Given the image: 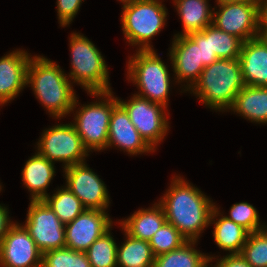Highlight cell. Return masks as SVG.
I'll return each instance as SVG.
<instances>
[{
    "instance_id": "cell-30",
    "label": "cell",
    "mask_w": 267,
    "mask_h": 267,
    "mask_svg": "<svg viewBox=\"0 0 267 267\" xmlns=\"http://www.w3.org/2000/svg\"><path fill=\"white\" fill-rule=\"evenodd\" d=\"M187 241L176 227L166 221L149 240V245L156 257L181 247Z\"/></svg>"
},
{
    "instance_id": "cell-11",
    "label": "cell",
    "mask_w": 267,
    "mask_h": 267,
    "mask_svg": "<svg viewBox=\"0 0 267 267\" xmlns=\"http://www.w3.org/2000/svg\"><path fill=\"white\" fill-rule=\"evenodd\" d=\"M213 8L212 24L221 31L243 42L258 37V1L224 3Z\"/></svg>"
},
{
    "instance_id": "cell-24",
    "label": "cell",
    "mask_w": 267,
    "mask_h": 267,
    "mask_svg": "<svg viewBox=\"0 0 267 267\" xmlns=\"http://www.w3.org/2000/svg\"><path fill=\"white\" fill-rule=\"evenodd\" d=\"M121 230L125 239L117 246V267H153L155 256L149 242L133 238Z\"/></svg>"
},
{
    "instance_id": "cell-3",
    "label": "cell",
    "mask_w": 267,
    "mask_h": 267,
    "mask_svg": "<svg viewBox=\"0 0 267 267\" xmlns=\"http://www.w3.org/2000/svg\"><path fill=\"white\" fill-rule=\"evenodd\" d=\"M241 64L237 59H218L205 66L198 81L188 91L206 107L228 112L244 87Z\"/></svg>"
},
{
    "instance_id": "cell-17",
    "label": "cell",
    "mask_w": 267,
    "mask_h": 267,
    "mask_svg": "<svg viewBox=\"0 0 267 267\" xmlns=\"http://www.w3.org/2000/svg\"><path fill=\"white\" fill-rule=\"evenodd\" d=\"M32 55L16 49L0 58V106L17 98L26 87L27 67Z\"/></svg>"
},
{
    "instance_id": "cell-39",
    "label": "cell",
    "mask_w": 267,
    "mask_h": 267,
    "mask_svg": "<svg viewBox=\"0 0 267 267\" xmlns=\"http://www.w3.org/2000/svg\"><path fill=\"white\" fill-rule=\"evenodd\" d=\"M242 1H258V0H216V5L232 2H242Z\"/></svg>"
},
{
    "instance_id": "cell-4",
    "label": "cell",
    "mask_w": 267,
    "mask_h": 267,
    "mask_svg": "<svg viewBox=\"0 0 267 267\" xmlns=\"http://www.w3.org/2000/svg\"><path fill=\"white\" fill-rule=\"evenodd\" d=\"M163 0H123L121 27L126 42L136 50H154L153 37L166 26L168 10Z\"/></svg>"
},
{
    "instance_id": "cell-29",
    "label": "cell",
    "mask_w": 267,
    "mask_h": 267,
    "mask_svg": "<svg viewBox=\"0 0 267 267\" xmlns=\"http://www.w3.org/2000/svg\"><path fill=\"white\" fill-rule=\"evenodd\" d=\"M241 256L251 267H267V227L249 233Z\"/></svg>"
},
{
    "instance_id": "cell-22",
    "label": "cell",
    "mask_w": 267,
    "mask_h": 267,
    "mask_svg": "<svg viewBox=\"0 0 267 267\" xmlns=\"http://www.w3.org/2000/svg\"><path fill=\"white\" fill-rule=\"evenodd\" d=\"M230 111L252 123L267 124V86H244Z\"/></svg>"
},
{
    "instance_id": "cell-26",
    "label": "cell",
    "mask_w": 267,
    "mask_h": 267,
    "mask_svg": "<svg viewBox=\"0 0 267 267\" xmlns=\"http://www.w3.org/2000/svg\"><path fill=\"white\" fill-rule=\"evenodd\" d=\"M197 241H187L173 251L155 257L153 267H198L207 258L195 245Z\"/></svg>"
},
{
    "instance_id": "cell-21",
    "label": "cell",
    "mask_w": 267,
    "mask_h": 267,
    "mask_svg": "<svg viewBox=\"0 0 267 267\" xmlns=\"http://www.w3.org/2000/svg\"><path fill=\"white\" fill-rule=\"evenodd\" d=\"M221 213L215 205L210 217V225L214 224L213 239L220 249L229 251V255L241 254L249 232Z\"/></svg>"
},
{
    "instance_id": "cell-10",
    "label": "cell",
    "mask_w": 267,
    "mask_h": 267,
    "mask_svg": "<svg viewBox=\"0 0 267 267\" xmlns=\"http://www.w3.org/2000/svg\"><path fill=\"white\" fill-rule=\"evenodd\" d=\"M24 227L42 254L66 247L65 225L43 200H30Z\"/></svg>"
},
{
    "instance_id": "cell-14",
    "label": "cell",
    "mask_w": 267,
    "mask_h": 267,
    "mask_svg": "<svg viewBox=\"0 0 267 267\" xmlns=\"http://www.w3.org/2000/svg\"><path fill=\"white\" fill-rule=\"evenodd\" d=\"M113 224L106 210L85 209L72 222L65 224L66 248L85 252Z\"/></svg>"
},
{
    "instance_id": "cell-27",
    "label": "cell",
    "mask_w": 267,
    "mask_h": 267,
    "mask_svg": "<svg viewBox=\"0 0 267 267\" xmlns=\"http://www.w3.org/2000/svg\"><path fill=\"white\" fill-rule=\"evenodd\" d=\"M111 228L96 239L85 251L91 267H117L116 240L111 235Z\"/></svg>"
},
{
    "instance_id": "cell-31",
    "label": "cell",
    "mask_w": 267,
    "mask_h": 267,
    "mask_svg": "<svg viewBox=\"0 0 267 267\" xmlns=\"http://www.w3.org/2000/svg\"><path fill=\"white\" fill-rule=\"evenodd\" d=\"M41 267H91V264L85 252L65 247L43 253Z\"/></svg>"
},
{
    "instance_id": "cell-1",
    "label": "cell",
    "mask_w": 267,
    "mask_h": 267,
    "mask_svg": "<svg viewBox=\"0 0 267 267\" xmlns=\"http://www.w3.org/2000/svg\"><path fill=\"white\" fill-rule=\"evenodd\" d=\"M168 187L158 201L164 209L167 222L188 241L198 242L201 233L210 226L211 213L216 204L180 175H174Z\"/></svg>"
},
{
    "instance_id": "cell-5",
    "label": "cell",
    "mask_w": 267,
    "mask_h": 267,
    "mask_svg": "<svg viewBox=\"0 0 267 267\" xmlns=\"http://www.w3.org/2000/svg\"><path fill=\"white\" fill-rule=\"evenodd\" d=\"M127 63V80L139 89L137 96L168 107L173 80L166 63L155 50H135ZM171 85V86H170Z\"/></svg>"
},
{
    "instance_id": "cell-34",
    "label": "cell",
    "mask_w": 267,
    "mask_h": 267,
    "mask_svg": "<svg viewBox=\"0 0 267 267\" xmlns=\"http://www.w3.org/2000/svg\"><path fill=\"white\" fill-rule=\"evenodd\" d=\"M188 36L199 46L200 61L204 66L218 60L216 54L211 52L210 38H207V27L202 31L190 33Z\"/></svg>"
},
{
    "instance_id": "cell-38",
    "label": "cell",
    "mask_w": 267,
    "mask_h": 267,
    "mask_svg": "<svg viewBox=\"0 0 267 267\" xmlns=\"http://www.w3.org/2000/svg\"><path fill=\"white\" fill-rule=\"evenodd\" d=\"M213 258H207L201 265H199L198 267H215V265L212 264L213 262ZM211 263V264H210Z\"/></svg>"
},
{
    "instance_id": "cell-28",
    "label": "cell",
    "mask_w": 267,
    "mask_h": 267,
    "mask_svg": "<svg viewBox=\"0 0 267 267\" xmlns=\"http://www.w3.org/2000/svg\"><path fill=\"white\" fill-rule=\"evenodd\" d=\"M207 38H210L211 52L215 53L218 59L239 58L243 41L238 37L210 24L207 26Z\"/></svg>"
},
{
    "instance_id": "cell-8",
    "label": "cell",
    "mask_w": 267,
    "mask_h": 267,
    "mask_svg": "<svg viewBox=\"0 0 267 267\" xmlns=\"http://www.w3.org/2000/svg\"><path fill=\"white\" fill-rule=\"evenodd\" d=\"M37 152L50 162H62V168L84 163L89 152L84 148L74 125L60 123L43 130L36 143Z\"/></svg>"
},
{
    "instance_id": "cell-12",
    "label": "cell",
    "mask_w": 267,
    "mask_h": 267,
    "mask_svg": "<svg viewBox=\"0 0 267 267\" xmlns=\"http://www.w3.org/2000/svg\"><path fill=\"white\" fill-rule=\"evenodd\" d=\"M84 162L63 170L65 186L76 195L86 209L107 210L110 196L103 180Z\"/></svg>"
},
{
    "instance_id": "cell-23",
    "label": "cell",
    "mask_w": 267,
    "mask_h": 267,
    "mask_svg": "<svg viewBox=\"0 0 267 267\" xmlns=\"http://www.w3.org/2000/svg\"><path fill=\"white\" fill-rule=\"evenodd\" d=\"M209 0H173V5L181 19L183 31L174 36L188 35L202 31L213 23V9Z\"/></svg>"
},
{
    "instance_id": "cell-9",
    "label": "cell",
    "mask_w": 267,
    "mask_h": 267,
    "mask_svg": "<svg viewBox=\"0 0 267 267\" xmlns=\"http://www.w3.org/2000/svg\"><path fill=\"white\" fill-rule=\"evenodd\" d=\"M117 97L118 103L128 113L129 118L140 136L156 151L158 144L165 139L169 130L168 109L161 104L151 102L133 94L127 101ZM168 114V115H167Z\"/></svg>"
},
{
    "instance_id": "cell-35",
    "label": "cell",
    "mask_w": 267,
    "mask_h": 267,
    "mask_svg": "<svg viewBox=\"0 0 267 267\" xmlns=\"http://www.w3.org/2000/svg\"><path fill=\"white\" fill-rule=\"evenodd\" d=\"M209 258L216 259L215 267H251L241 254L225 255L223 257L216 255H207Z\"/></svg>"
},
{
    "instance_id": "cell-33",
    "label": "cell",
    "mask_w": 267,
    "mask_h": 267,
    "mask_svg": "<svg viewBox=\"0 0 267 267\" xmlns=\"http://www.w3.org/2000/svg\"><path fill=\"white\" fill-rule=\"evenodd\" d=\"M56 11L60 27L69 26L78 14L84 0H56Z\"/></svg>"
},
{
    "instance_id": "cell-32",
    "label": "cell",
    "mask_w": 267,
    "mask_h": 267,
    "mask_svg": "<svg viewBox=\"0 0 267 267\" xmlns=\"http://www.w3.org/2000/svg\"><path fill=\"white\" fill-rule=\"evenodd\" d=\"M229 220L234 221L246 229L249 233L267 227L265 223H261L259 213L256 208L248 202L235 203L230 207L229 215H224Z\"/></svg>"
},
{
    "instance_id": "cell-15",
    "label": "cell",
    "mask_w": 267,
    "mask_h": 267,
    "mask_svg": "<svg viewBox=\"0 0 267 267\" xmlns=\"http://www.w3.org/2000/svg\"><path fill=\"white\" fill-rule=\"evenodd\" d=\"M168 54L174 72L175 83L173 85L180 83L184 87L181 90L188 92L205 68L200 61L199 46L188 35L174 36Z\"/></svg>"
},
{
    "instance_id": "cell-36",
    "label": "cell",
    "mask_w": 267,
    "mask_h": 267,
    "mask_svg": "<svg viewBox=\"0 0 267 267\" xmlns=\"http://www.w3.org/2000/svg\"><path fill=\"white\" fill-rule=\"evenodd\" d=\"M258 37L267 38V0H258Z\"/></svg>"
},
{
    "instance_id": "cell-13",
    "label": "cell",
    "mask_w": 267,
    "mask_h": 267,
    "mask_svg": "<svg viewBox=\"0 0 267 267\" xmlns=\"http://www.w3.org/2000/svg\"><path fill=\"white\" fill-rule=\"evenodd\" d=\"M42 252L23 224L14 223L0 242V267H41Z\"/></svg>"
},
{
    "instance_id": "cell-6",
    "label": "cell",
    "mask_w": 267,
    "mask_h": 267,
    "mask_svg": "<svg viewBox=\"0 0 267 267\" xmlns=\"http://www.w3.org/2000/svg\"><path fill=\"white\" fill-rule=\"evenodd\" d=\"M71 70L69 79L87 93L112 91L109 70L102 53L84 34L73 32L69 38Z\"/></svg>"
},
{
    "instance_id": "cell-20",
    "label": "cell",
    "mask_w": 267,
    "mask_h": 267,
    "mask_svg": "<svg viewBox=\"0 0 267 267\" xmlns=\"http://www.w3.org/2000/svg\"><path fill=\"white\" fill-rule=\"evenodd\" d=\"M164 209L159 202L149 208H140L126 219L119 220L118 225L131 237L148 241L166 222Z\"/></svg>"
},
{
    "instance_id": "cell-19",
    "label": "cell",
    "mask_w": 267,
    "mask_h": 267,
    "mask_svg": "<svg viewBox=\"0 0 267 267\" xmlns=\"http://www.w3.org/2000/svg\"><path fill=\"white\" fill-rule=\"evenodd\" d=\"M55 163L41 156L37 151L29 157L22 169V182L30 192L31 201L43 200L47 195L53 177L56 173Z\"/></svg>"
},
{
    "instance_id": "cell-2",
    "label": "cell",
    "mask_w": 267,
    "mask_h": 267,
    "mask_svg": "<svg viewBox=\"0 0 267 267\" xmlns=\"http://www.w3.org/2000/svg\"><path fill=\"white\" fill-rule=\"evenodd\" d=\"M26 86L53 119L71 114L77 98L73 83L61 67L45 56L34 55L27 67Z\"/></svg>"
},
{
    "instance_id": "cell-37",
    "label": "cell",
    "mask_w": 267,
    "mask_h": 267,
    "mask_svg": "<svg viewBox=\"0 0 267 267\" xmlns=\"http://www.w3.org/2000/svg\"><path fill=\"white\" fill-rule=\"evenodd\" d=\"M8 206H4V204H0V242L7 234L11 226L15 223L9 217Z\"/></svg>"
},
{
    "instance_id": "cell-40",
    "label": "cell",
    "mask_w": 267,
    "mask_h": 267,
    "mask_svg": "<svg viewBox=\"0 0 267 267\" xmlns=\"http://www.w3.org/2000/svg\"><path fill=\"white\" fill-rule=\"evenodd\" d=\"M2 188H3V186H2L1 183H0V192L2 191Z\"/></svg>"
},
{
    "instance_id": "cell-25",
    "label": "cell",
    "mask_w": 267,
    "mask_h": 267,
    "mask_svg": "<svg viewBox=\"0 0 267 267\" xmlns=\"http://www.w3.org/2000/svg\"><path fill=\"white\" fill-rule=\"evenodd\" d=\"M51 196L48 194L43 201L54 211L60 221L65 225L72 222L86 208L79 198L74 195L66 186L56 189Z\"/></svg>"
},
{
    "instance_id": "cell-7",
    "label": "cell",
    "mask_w": 267,
    "mask_h": 267,
    "mask_svg": "<svg viewBox=\"0 0 267 267\" xmlns=\"http://www.w3.org/2000/svg\"><path fill=\"white\" fill-rule=\"evenodd\" d=\"M87 94L98 99L79 107L80 103L77 97L71 110L75 121L72 120L71 123L81 137L84 148L89 153L90 151L99 152L107 148L110 116L112 109L118 104V100L113 91Z\"/></svg>"
},
{
    "instance_id": "cell-18",
    "label": "cell",
    "mask_w": 267,
    "mask_h": 267,
    "mask_svg": "<svg viewBox=\"0 0 267 267\" xmlns=\"http://www.w3.org/2000/svg\"><path fill=\"white\" fill-rule=\"evenodd\" d=\"M239 61L245 86H267V39L243 42Z\"/></svg>"
},
{
    "instance_id": "cell-16",
    "label": "cell",
    "mask_w": 267,
    "mask_h": 267,
    "mask_svg": "<svg viewBox=\"0 0 267 267\" xmlns=\"http://www.w3.org/2000/svg\"><path fill=\"white\" fill-rule=\"evenodd\" d=\"M117 147L130 156L155 152L140 136L128 113L118 103L111 112L107 149Z\"/></svg>"
}]
</instances>
